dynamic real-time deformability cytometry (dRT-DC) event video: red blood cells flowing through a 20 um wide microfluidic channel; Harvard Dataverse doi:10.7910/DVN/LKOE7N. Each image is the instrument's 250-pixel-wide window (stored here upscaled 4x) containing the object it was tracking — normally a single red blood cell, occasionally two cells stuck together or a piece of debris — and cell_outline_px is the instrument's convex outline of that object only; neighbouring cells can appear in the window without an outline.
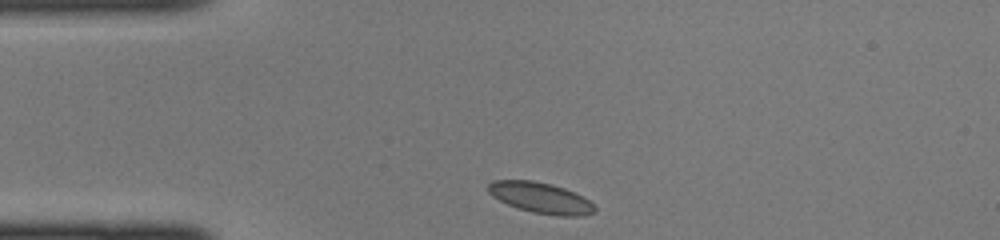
{"species": "common noctule bat (a hibernating species)", "species_latin": "Nyctalus noctula", "temperature_condition": "cold", "stored_images_in_passage": 36, "camera_frame_rate_fps": 3000, "um_per_image_px": 0.085, "animal": {"sex": "female", "body_mass_g": 22.0, "forearm_length_mm": 56.7}, "frame": {"image": 1, "passage_image": 1, "time_ms": 0.0, "image_size_px": [1000, 240], "cell_outline_px": [[596, 208], [592, 212], [584, 216], [556, 216], [532, 212], [516, 208], [492, 196], [488, 192], [488, 184], [492, 180], [532, 180], [552, 184], [564, 188], [584, 196]], "centroid_in_image_um": [45.95, 16.81], "position_along_channel_um": 39.1, "area_um2": 19.19}}
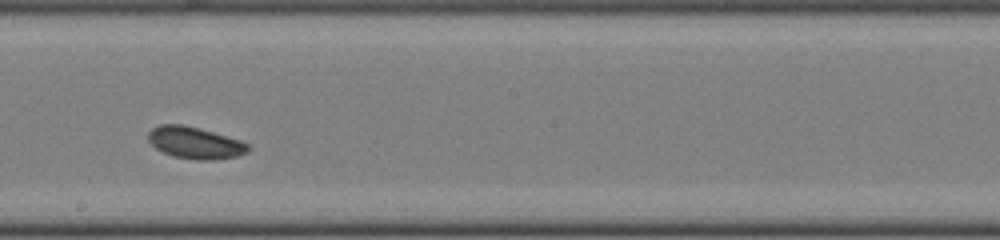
{"frame": {"image": 2, "passage_image": 16, "time_ms": 5.0, "image_size_px": [1000, 240], "cell_outline_px": [[252, 148], [248, 152], [236, 156], [216, 160], [196, 160], [172, 156], [156, 148], [148, 140], [148, 132], [152, 128], [160, 124], [184, 124], [200, 128], [240, 140], [248, 144]], "centroid_in_image_um": [16.59, 12.13], "position_along_channel_um": 231.6, "area_um2": 18.67}}
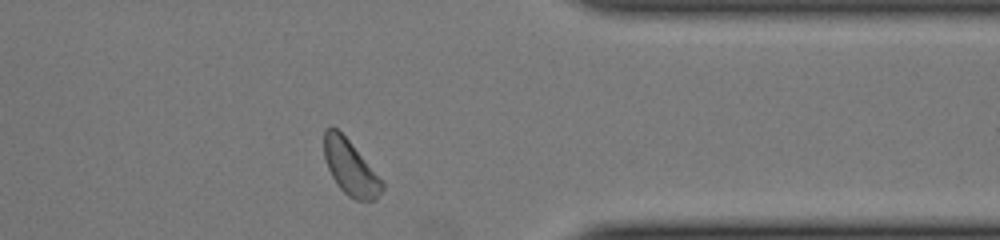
{"frame": {"image": 3, "passage_image": 27, "time_ms": 8.667, "image_size_px": [1000, 240], "cell_outline_px": [[384, 188], [376, 200], [356, 200], [348, 196], [336, 184], [328, 168], [324, 156], [324, 128], [332, 124], [348, 140], [384, 180]], "centroid_in_image_um": [29.79, 14.24], "position_along_channel_um": 381.6, "area_um2": 18.73}}